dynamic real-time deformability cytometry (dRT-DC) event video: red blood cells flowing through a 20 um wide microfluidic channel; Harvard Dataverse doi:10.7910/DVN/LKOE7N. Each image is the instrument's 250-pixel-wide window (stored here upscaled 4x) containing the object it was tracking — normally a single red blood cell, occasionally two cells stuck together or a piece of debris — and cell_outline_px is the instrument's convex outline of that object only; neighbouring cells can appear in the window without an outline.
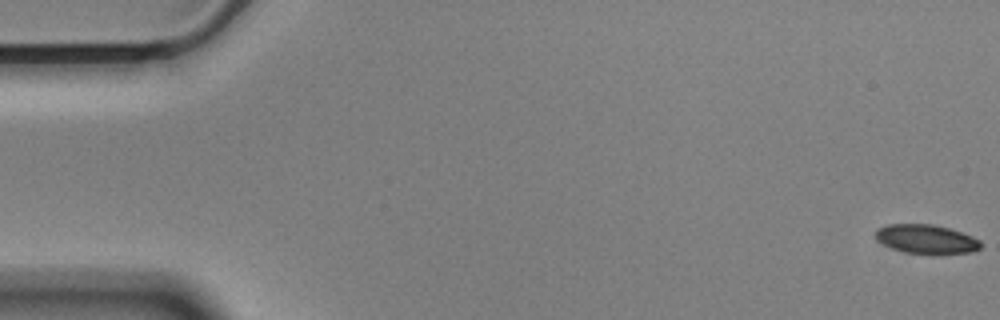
{"species": "Egyptian fruit bat (a non-hibernating species)", "species_latin": "Rousettus aegyptiacus", "temperature_condition": "cold", "stored_images_in_passage": 16, "camera_frame_rate_fps": 3000, "um_per_image_px": 0.085, "animal": {"sex": "male"}, "frame": {"image": 1, "passage_image": 1, "time_ms": 0.0, "image_size_px": [1000, 320], "cell_outline_px": [[980, 248], [972, 252], [932, 256], [904, 252], [892, 248], [876, 240], [876, 232], [880, 228], [888, 224], [932, 224], [948, 228], [972, 236], [980, 240]], "centroid_in_image_um": [78.76, 20.36], "position_along_channel_um": 6.2, "area_um2": 18.09}}
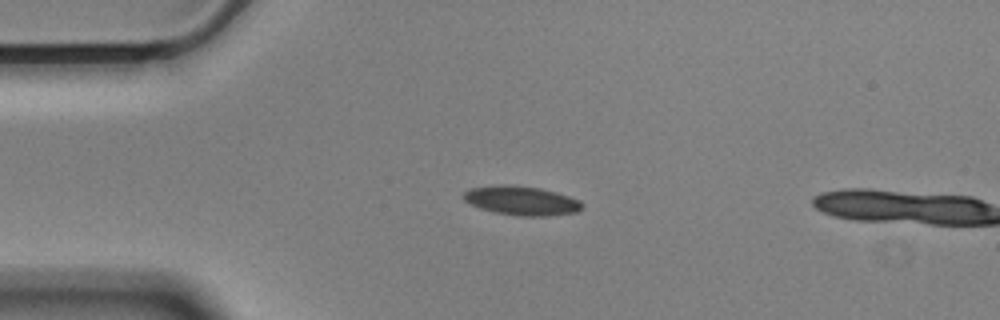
{"frame": {"image": 2, "passage_image": 14, "time_ms": 4.333, "image_size_px": [1000, 320], "cell_outline_px": [[584, 204], [576, 212], [548, 216], [520, 216], [492, 212], [480, 208], [464, 200], [464, 192], [472, 188], [540, 188], [556, 192], [580, 200]], "centroid_in_image_um": [44.42, 17.12], "position_along_channel_um": 40.6, "area_um2": 18.96}}